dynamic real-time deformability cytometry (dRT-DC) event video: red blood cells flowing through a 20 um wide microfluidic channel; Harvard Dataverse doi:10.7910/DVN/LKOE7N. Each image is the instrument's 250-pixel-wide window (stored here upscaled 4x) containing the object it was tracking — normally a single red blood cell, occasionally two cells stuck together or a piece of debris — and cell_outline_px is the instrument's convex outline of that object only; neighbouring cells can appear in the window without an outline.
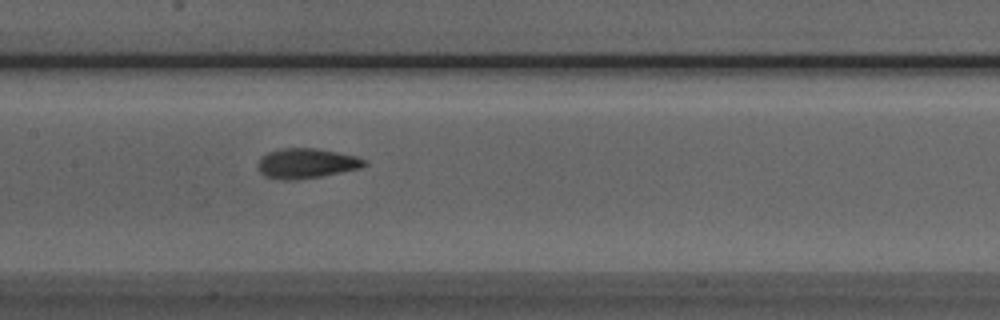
{"species": "Egyptian fruit bat (a non-hibernating species)", "species_latin": "Rousettus aegyptiacus", "temperature_condition": "room temperature", "stored_images_in_passage": 8, "segment_of_instrument_passage": [1, 2], "camera_frame_rate_fps": 3000, "um_per_image_px": 0.085, "animal": {"sex": "male"}, "frame": {"image": 1, "passage_image": 7, "time_ms": 2.0, "image_size_px": [1000, 320], "cell_outline_px": [[368, 164], [360, 168], [320, 176], [296, 180], [288, 180], [264, 176], [256, 168], [256, 164], [260, 156], [268, 152], [280, 148], [316, 148], [356, 156], [364, 160]], "centroid_in_image_um": [25.98, 13.88], "position_along_channel_um": 181.4, "area_um2": 18.61}}